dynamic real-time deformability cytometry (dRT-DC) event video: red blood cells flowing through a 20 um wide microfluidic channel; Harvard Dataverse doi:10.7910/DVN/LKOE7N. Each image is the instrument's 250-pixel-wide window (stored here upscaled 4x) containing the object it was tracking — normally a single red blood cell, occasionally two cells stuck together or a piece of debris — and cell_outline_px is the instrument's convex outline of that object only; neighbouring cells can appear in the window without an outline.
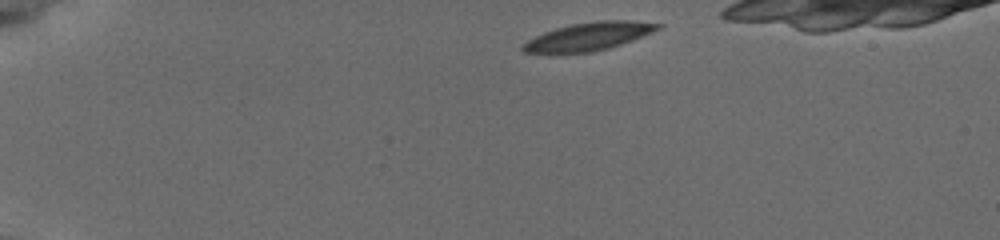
{"species": "common noctule bat (a hibernating species)", "species_latin": "Nyctalus noctula", "temperature_condition": "cold", "stored_images_in_passage": 13, "camera_frame_rate_fps": 3000, "um_per_image_px": 0.085, "animal": {"sex": "female", "body_mass_g": 19.5, "forearm_length_mm": 54.1}, "frame": {"image": 1, "passage_image": 1, "time_ms": 0.0, "image_size_px": [1000, 240], "cell_outline_px": [[664, 28], [632, 40], [608, 48], [592, 52], [524, 52], [520, 48], [520, 44], [544, 32], [556, 28], [572, 24], [600, 20], [632, 20], [664, 24]], "centroid_in_image_um": [50.1, 3.07], "position_along_channel_um": 34.9, "area_um2": 21.91}}